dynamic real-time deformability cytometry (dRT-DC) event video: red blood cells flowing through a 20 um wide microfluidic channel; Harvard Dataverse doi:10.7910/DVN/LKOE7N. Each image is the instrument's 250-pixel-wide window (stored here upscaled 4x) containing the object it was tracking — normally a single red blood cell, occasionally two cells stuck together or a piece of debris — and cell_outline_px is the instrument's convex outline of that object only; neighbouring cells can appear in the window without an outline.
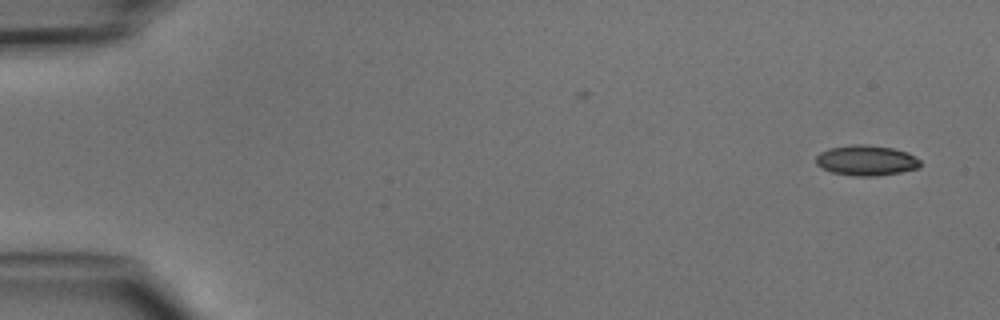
{"species": "common noctule bat (a hibernating species)", "species_latin": "Nyctalus noctula", "temperature_condition": "cold", "stored_images_in_passage": 2, "camera_frame_rate_fps": 3000, "um_per_image_px": 0.085, "animal": {"sex": "male", "body_mass_g": 15.6}, "frame": {"image": 1, "passage_image": 2, "time_ms": 1.0, "image_size_px": [1000, 320], "cell_outline_px": [[920, 168], [900, 172], [876, 176], [852, 176], [832, 172], [820, 168], [816, 164], [816, 156], [820, 152], [828, 148], [856, 144], [864, 144], [892, 148], [908, 152], [920, 160]], "centroid_in_image_um": [73.62, 13.64], "position_along_channel_um": 11.4, "area_um2": 18.55}}